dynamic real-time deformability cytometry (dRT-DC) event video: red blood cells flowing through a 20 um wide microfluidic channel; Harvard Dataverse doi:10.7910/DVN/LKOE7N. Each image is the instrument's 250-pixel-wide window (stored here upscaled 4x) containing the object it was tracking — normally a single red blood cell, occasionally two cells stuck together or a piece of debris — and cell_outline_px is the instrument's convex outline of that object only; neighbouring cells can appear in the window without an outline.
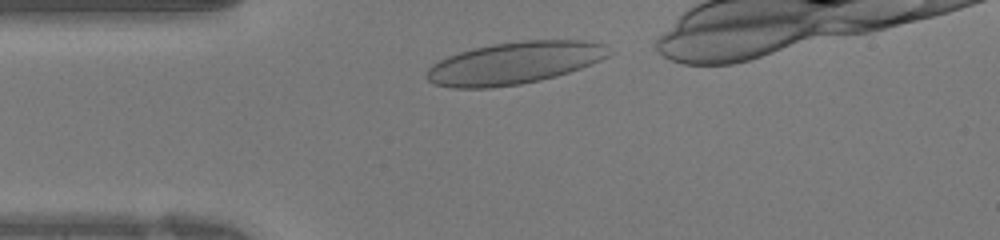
{"species": "human", "species_latin": "Homo sapiens", "temperature_condition": "warm", "stored_images_in_passage": 25, "camera_frame_rate_fps": 3000, "um_per_image_px": 0.085, "donor": {"sex": "female"}, "frame": {"image": 1, "passage_image": 1, "time_ms": 0.0, "image_size_px": [1000, 240], "cell_outline_px": [[612, 52], [608, 56], [600, 60], [580, 68], [556, 76], [540, 80], [520, 84], [492, 88], [452, 88], [432, 84], [424, 76], [428, 68], [432, 64], [448, 56], [472, 48], [492, 44], [520, 40], [584, 40], [604, 44]], "centroid_in_image_um": [43.69, 5.36], "position_along_channel_um": 41.3, "area_um2": 44.97}}
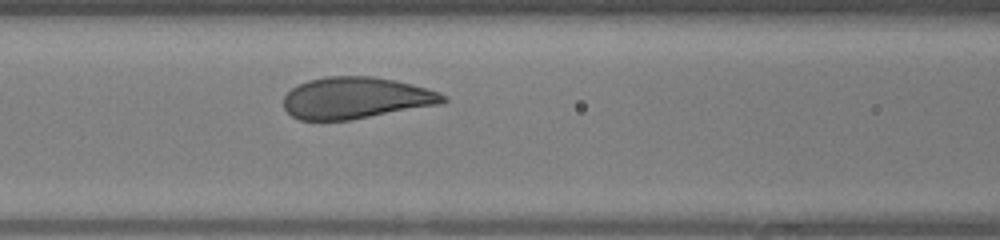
{"frame": {"image": 2, "passage_image": 8, "time_ms": 2.333, "image_size_px": [1000, 240], "cell_outline_px": [[448, 100], [444, 104], [348, 120], [300, 120], [292, 116], [284, 108], [284, 96], [292, 88], [308, 80], [324, 76], [372, 76], [396, 80], [412, 84], [440, 92], [448, 96]], "centroid_in_image_um": [30.3, 8.32], "position_along_channel_um": 136.3, "area_um2": 38.9}}
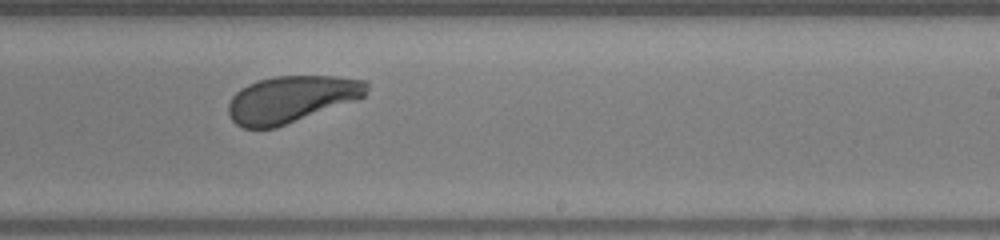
{"frame": {"image": 3, "passage_image": 16, "time_ms": 5.0, "image_size_px": [1000, 240], "cell_outline_px": [[368, 88], [364, 96], [276, 128], [244, 128], [236, 124], [232, 120], [228, 112], [228, 104], [232, 96], [240, 88], [248, 84], [260, 80], [276, 76], [336, 76], [368, 80]], "centroid_in_image_um": [24.73, 8.42], "position_along_channel_um": 264.3, "area_um2": 37.34}}